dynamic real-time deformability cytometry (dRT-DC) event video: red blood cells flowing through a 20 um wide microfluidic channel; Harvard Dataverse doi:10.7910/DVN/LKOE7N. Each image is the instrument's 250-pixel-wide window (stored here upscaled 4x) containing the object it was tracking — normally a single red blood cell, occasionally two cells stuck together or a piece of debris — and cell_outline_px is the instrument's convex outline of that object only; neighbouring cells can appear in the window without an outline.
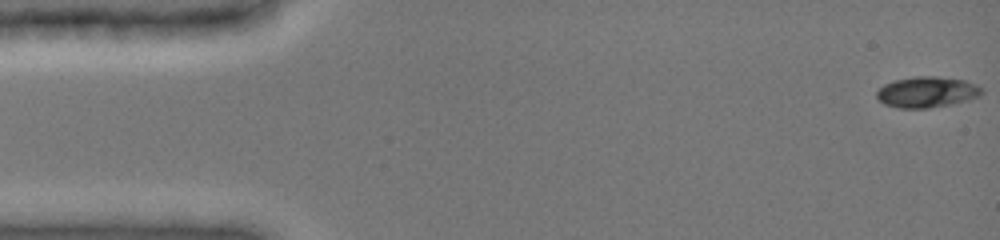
{"species": "common noctule bat (a hibernating species)", "species_latin": "Nyctalus noctula", "temperature_condition": "cold", "stored_images_in_passage": 11, "camera_frame_rate_fps": 3000, "um_per_image_px": 0.085, "animal": {"sex": "female", "body_mass_g": 19.0, "forearm_length_mm": 51.5}, "frame": {"image": 1, "passage_image": 1, "time_ms": 0.0, "image_size_px": [1000, 240], "cell_outline_px": [[984, 92], [980, 96], [968, 100], [928, 108], [900, 108], [884, 104], [876, 96], [876, 92], [884, 84], [896, 80], [916, 76], [936, 76], [964, 80], [976, 84], [984, 88]], "centroid_in_image_um": [78.82, 7.82], "position_along_channel_um": 6.2, "area_um2": 18.84}}
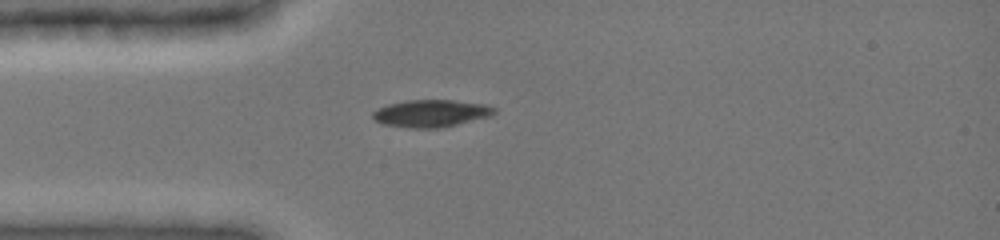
{"frame": {"image": 2, "passage_image": 7, "time_ms": 4.0, "image_size_px": [1000, 240], "cell_outline_px": [[496, 112], [492, 116], [456, 124], [436, 128], [408, 128], [380, 124], [372, 116], [372, 112], [376, 108], [388, 104], [404, 100], [452, 100], [484, 104], [496, 108]], "centroid_in_image_um": [36.6, 9.63], "position_along_channel_um": 48.4, "area_um2": 19.42}}
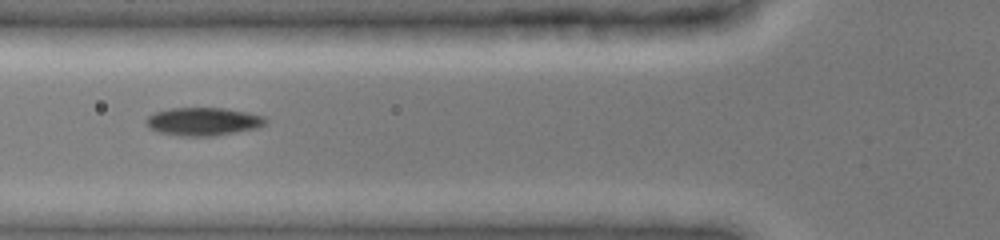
{"frame": {"image": 3, "passage_image": 10, "time_ms": 5.667, "image_size_px": [1000, 240], "cell_outline_px": [[268, 124], [260, 128], [212, 136], [180, 136], [160, 132], [148, 128], [144, 124], [144, 120], [152, 112], [172, 108], [224, 108], [248, 112], [264, 116], [268, 120]], "centroid_in_image_um": [17.28, 10.33], "position_along_channel_um": 108.5, "area_um2": 19.94}}